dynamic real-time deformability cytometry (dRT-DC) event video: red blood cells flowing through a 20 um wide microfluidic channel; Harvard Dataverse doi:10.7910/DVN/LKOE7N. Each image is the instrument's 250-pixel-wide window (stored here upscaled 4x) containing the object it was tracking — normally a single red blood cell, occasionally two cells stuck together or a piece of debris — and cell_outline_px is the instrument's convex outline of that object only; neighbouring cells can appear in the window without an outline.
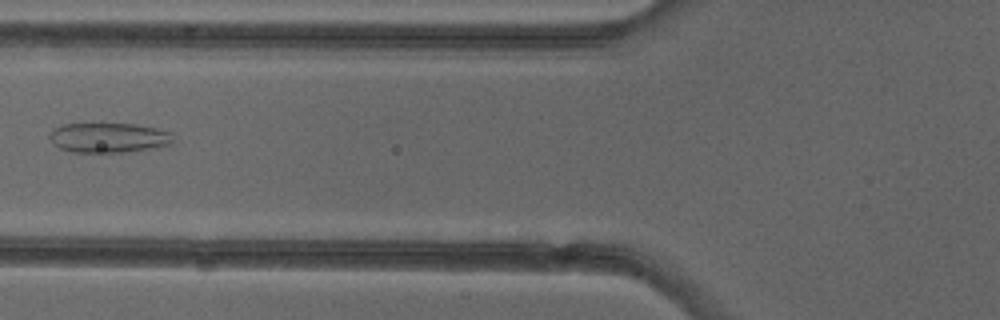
{"species": "common noctule bat (a hibernating species)", "species_latin": "Nyctalus noctula", "temperature_condition": "cold", "stored_images_in_passage": 6, "camera_frame_rate_fps": 3000, "um_per_image_px": 0.085, "animal": {"sex": "female"}, "frame": {"image": 1, "passage_image": 6, "time_ms": 6.333, "image_size_px": [1000, 320], "cell_outline_px": [[172, 144], [152, 148], [124, 152], [72, 152], [60, 148], [52, 144], [48, 136], [56, 128], [64, 124], [136, 124], [156, 128], [172, 132]], "centroid_in_image_um": [9.24, 11.71], "position_along_channel_um": 116.6, "area_um2": 21.39}}